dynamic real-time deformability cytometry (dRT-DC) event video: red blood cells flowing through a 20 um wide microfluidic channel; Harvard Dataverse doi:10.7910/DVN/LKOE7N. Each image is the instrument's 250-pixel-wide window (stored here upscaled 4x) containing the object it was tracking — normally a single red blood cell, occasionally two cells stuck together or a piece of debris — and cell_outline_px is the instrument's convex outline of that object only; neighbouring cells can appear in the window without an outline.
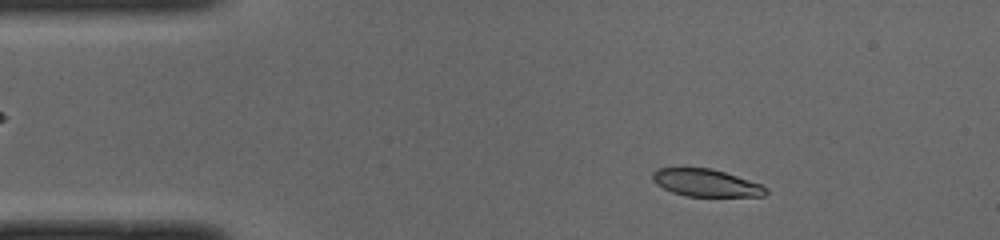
{"species": "common noctule bat (a hibernating species)", "species_latin": "Nyctalus noctula", "temperature_condition": "cold", "stored_images_in_passage": 48, "camera_frame_rate_fps": 3000, "um_per_image_px": 0.085, "animal": {"sex": "male", "body_mass_g": 19.0, "forearm_length_mm": 50.8}, "frame": {"image": 1, "passage_image": 6, "time_ms": 1.667, "image_size_px": [1000, 240], "cell_outline_px": [[768, 192], [764, 196], [684, 196], [672, 192], [656, 184], [652, 180], [652, 172], [656, 168], [712, 168], [760, 184], [768, 188]], "centroid_in_image_um": [59.98, 15.54], "position_along_channel_um": 25.0, "area_um2": 18.03}}
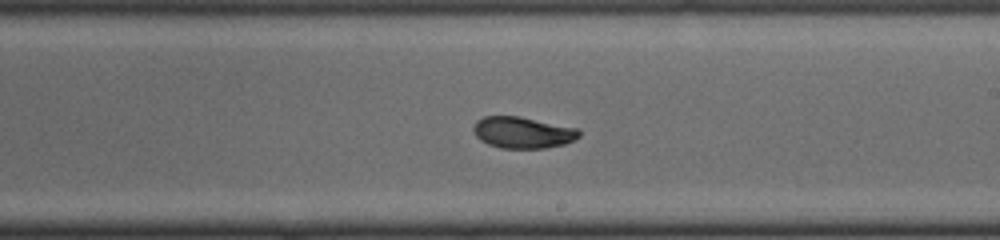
{"frame": {"image": 2, "passage_image": 27, "time_ms": 8.667, "image_size_px": [1000, 240], "cell_outline_px": [[580, 136], [564, 144], [544, 148], [500, 148], [488, 144], [480, 140], [476, 136], [472, 128], [476, 120], [484, 116], [520, 116], [580, 128]], "centroid_in_image_um": [44.43, 11.25], "position_along_channel_um": 244.6, "area_um2": 19.54}}
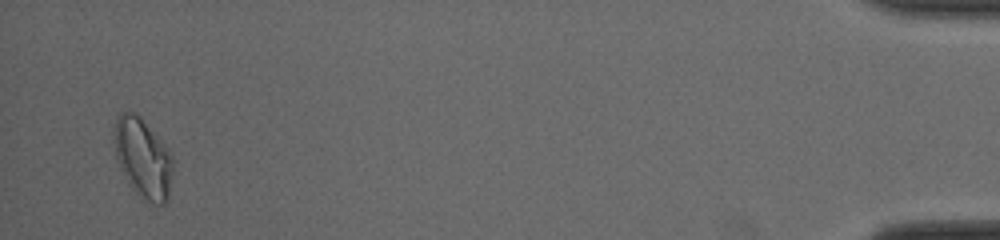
{"frame": {"image": 3, "passage_image": 47, "time_ms": 15.333, "image_size_px": [1000, 240], "cell_outline_px": [[172, 172], [168, 200], [164, 204], [156, 204], [148, 200], [136, 192], [128, 184], [120, 168], [116, 156], [112, 128], [116, 116], [120, 112], [136, 112], [140, 116], [168, 148], [172, 156]], "centroid_in_image_um": [12.12, 13.39], "position_along_channel_um": 423.1, "area_um2": 27.34}, "authors_computed_cell_mechanics": {"area_um2": 19.7676, "velocity_mm_per_s": 3.9714, "shape_relaxation_time_tau1_ms": 3.1425, "shape_relaxation_time_tau2_ms": 1.5733, "deformation_change_tau1": 0.1236, "deformation_change_tau2": 0.0498}}